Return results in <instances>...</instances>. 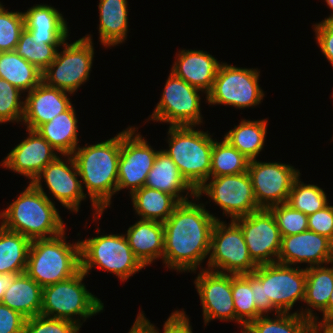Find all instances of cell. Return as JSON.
<instances>
[{"label": "cell", "mask_w": 333, "mask_h": 333, "mask_svg": "<svg viewBox=\"0 0 333 333\" xmlns=\"http://www.w3.org/2000/svg\"><path fill=\"white\" fill-rule=\"evenodd\" d=\"M25 28L31 33V39L46 44H63L69 35L66 19L53 6L36 4L23 12Z\"/></svg>", "instance_id": "23"}, {"label": "cell", "mask_w": 333, "mask_h": 333, "mask_svg": "<svg viewBox=\"0 0 333 333\" xmlns=\"http://www.w3.org/2000/svg\"><path fill=\"white\" fill-rule=\"evenodd\" d=\"M322 313L323 320L321 322L333 321V288L328 306Z\"/></svg>", "instance_id": "51"}, {"label": "cell", "mask_w": 333, "mask_h": 333, "mask_svg": "<svg viewBox=\"0 0 333 333\" xmlns=\"http://www.w3.org/2000/svg\"><path fill=\"white\" fill-rule=\"evenodd\" d=\"M99 41L105 48L125 42L128 32L127 0H99Z\"/></svg>", "instance_id": "27"}, {"label": "cell", "mask_w": 333, "mask_h": 333, "mask_svg": "<svg viewBox=\"0 0 333 333\" xmlns=\"http://www.w3.org/2000/svg\"><path fill=\"white\" fill-rule=\"evenodd\" d=\"M0 2V52L15 51L25 29L23 12L8 11Z\"/></svg>", "instance_id": "39"}, {"label": "cell", "mask_w": 333, "mask_h": 333, "mask_svg": "<svg viewBox=\"0 0 333 333\" xmlns=\"http://www.w3.org/2000/svg\"><path fill=\"white\" fill-rule=\"evenodd\" d=\"M61 234L31 241L25 273L42 288L74 276L80 270V243Z\"/></svg>", "instance_id": "4"}, {"label": "cell", "mask_w": 333, "mask_h": 333, "mask_svg": "<svg viewBox=\"0 0 333 333\" xmlns=\"http://www.w3.org/2000/svg\"><path fill=\"white\" fill-rule=\"evenodd\" d=\"M64 156V159L61 158ZM66 162V163H65ZM79 172L72 155L57 156L47 164L31 183H41L42 179L49 188L50 195L71 212L79 211L82 200L88 198L83 192Z\"/></svg>", "instance_id": "18"}, {"label": "cell", "mask_w": 333, "mask_h": 333, "mask_svg": "<svg viewBox=\"0 0 333 333\" xmlns=\"http://www.w3.org/2000/svg\"><path fill=\"white\" fill-rule=\"evenodd\" d=\"M67 93L41 81L24 98L23 124L27 129L36 130L40 125L68 110L73 104Z\"/></svg>", "instance_id": "21"}, {"label": "cell", "mask_w": 333, "mask_h": 333, "mask_svg": "<svg viewBox=\"0 0 333 333\" xmlns=\"http://www.w3.org/2000/svg\"><path fill=\"white\" fill-rule=\"evenodd\" d=\"M308 230L327 237L333 242V206L325 207L308 216Z\"/></svg>", "instance_id": "44"}, {"label": "cell", "mask_w": 333, "mask_h": 333, "mask_svg": "<svg viewBox=\"0 0 333 333\" xmlns=\"http://www.w3.org/2000/svg\"><path fill=\"white\" fill-rule=\"evenodd\" d=\"M91 35L68 44L57 50L55 60L42 72V81L51 87L73 95L78 88L89 80L93 64L94 47Z\"/></svg>", "instance_id": "9"}, {"label": "cell", "mask_w": 333, "mask_h": 333, "mask_svg": "<svg viewBox=\"0 0 333 333\" xmlns=\"http://www.w3.org/2000/svg\"><path fill=\"white\" fill-rule=\"evenodd\" d=\"M178 52L171 72L207 95L212 89L221 63L203 50L183 49Z\"/></svg>", "instance_id": "22"}, {"label": "cell", "mask_w": 333, "mask_h": 333, "mask_svg": "<svg viewBox=\"0 0 333 333\" xmlns=\"http://www.w3.org/2000/svg\"><path fill=\"white\" fill-rule=\"evenodd\" d=\"M200 91L170 72L160 101L147 121L199 127L203 123Z\"/></svg>", "instance_id": "12"}, {"label": "cell", "mask_w": 333, "mask_h": 333, "mask_svg": "<svg viewBox=\"0 0 333 333\" xmlns=\"http://www.w3.org/2000/svg\"><path fill=\"white\" fill-rule=\"evenodd\" d=\"M205 194L231 220L259 210L248 172L210 177L196 190V201Z\"/></svg>", "instance_id": "13"}, {"label": "cell", "mask_w": 333, "mask_h": 333, "mask_svg": "<svg viewBox=\"0 0 333 333\" xmlns=\"http://www.w3.org/2000/svg\"><path fill=\"white\" fill-rule=\"evenodd\" d=\"M200 269L194 284L202 304L204 325L215 319L236 322L232 274Z\"/></svg>", "instance_id": "17"}, {"label": "cell", "mask_w": 333, "mask_h": 333, "mask_svg": "<svg viewBox=\"0 0 333 333\" xmlns=\"http://www.w3.org/2000/svg\"><path fill=\"white\" fill-rule=\"evenodd\" d=\"M242 275L249 281L251 289L252 291H254V300L257 312L261 316H265L264 293L261 281L253 273H247Z\"/></svg>", "instance_id": "47"}, {"label": "cell", "mask_w": 333, "mask_h": 333, "mask_svg": "<svg viewBox=\"0 0 333 333\" xmlns=\"http://www.w3.org/2000/svg\"><path fill=\"white\" fill-rule=\"evenodd\" d=\"M326 1V4L327 6L330 8V10L332 11L333 10V0H325ZM333 12V11H332ZM333 19V13H331L330 16H328L327 18H325L324 20H331Z\"/></svg>", "instance_id": "52"}, {"label": "cell", "mask_w": 333, "mask_h": 333, "mask_svg": "<svg viewBox=\"0 0 333 333\" xmlns=\"http://www.w3.org/2000/svg\"><path fill=\"white\" fill-rule=\"evenodd\" d=\"M19 274L3 273L0 274V303L2 301L5 290H7L14 282Z\"/></svg>", "instance_id": "48"}, {"label": "cell", "mask_w": 333, "mask_h": 333, "mask_svg": "<svg viewBox=\"0 0 333 333\" xmlns=\"http://www.w3.org/2000/svg\"><path fill=\"white\" fill-rule=\"evenodd\" d=\"M252 273L263 286L265 316L274 311L273 315L290 313L296 302L304 301L305 268L276 262L258 265Z\"/></svg>", "instance_id": "8"}, {"label": "cell", "mask_w": 333, "mask_h": 333, "mask_svg": "<svg viewBox=\"0 0 333 333\" xmlns=\"http://www.w3.org/2000/svg\"><path fill=\"white\" fill-rule=\"evenodd\" d=\"M120 150L121 132L100 143L78 146L72 154L83 192L86 188L95 210L93 221L99 220L104 209L111 206V198L116 194Z\"/></svg>", "instance_id": "2"}, {"label": "cell", "mask_w": 333, "mask_h": 333, "mask_svg": "<svg viewBox=\"0 0 333 333\" xmlns=\"http://www.w3.org/2000/svg\"><path fill=\"white\" fill-rule=\"evenodd\" d=\"M26 318L0 303V333H24Z\"/></svg>", "instance_id": "46"}, {"label": "cell", "mask_w": 333, "mask_h": 333, "mask_svg": "<svg viewBox=\"0 0 333 333\" xmlns=\"http://www.w3.org/2000/svg\"><path fill=\"white\" fill-rule=\"evenodd\" d=\"M31 240L0 225V274L25 273Z\"/></svg>", "instance_id": "33"}, {"label": "cell", "mask_w": 333, "mask_h": 333, "mask_svg": "<svg viewBox=\"0 0 333 333\" xmlns=\"http://www.w3.org/2000/svg\"><path fill=\"white\" fill-rule=\"evenodd\" d=\"M139 219L164 223L180 203L174 196L146 186L131 195Z\"/></svg>", "instance_id": "30"}, {"label": "cell", "mask_w": 333, "mask_h": 333, "mask_svg": "<svg viewBox=\"0 0 333 333\" xmlns=\"http://www.w3.org/2000/svg\"><path fill=\"white\" fill-rule=\"evenodd\" d=\"M137 129L129 126L121 132L116 193L127 188L130 191L129 196L145 185L159 151L153 149Z\"/></svg>", "instance_id": "14"}, {"label": "cell", "mask_w": 333, "mask_h": 333, "mask_svg": "<svg viewBox=\"0 0 333 333\" xmlns=\"http://www.w3.org/2000/svg\"><path fill=\"white\" fill-rule=\"evenodd\" d=\"M180 202L164 225L163 263L177 272H194L208 258L216 220L195 200Z\"/></svg>", "instance_id": "1"}, {"label": "cell", "mask_w": 333, "mask_h": 333, "mask_svg": "<svg viewBox=\"0 0 333 333\" xmlns=\"http://www.w3.org/2000/svg\"><path fill=\"white\" fill-rule=\"evenodd\" d=\"M249 159L224 138L213 143L210 177L237 175L247 172Z\"/></svg>", "instance_id": "35"}, {"label": "cell", "mask_w": 333, "mask_h": 333, "mask_svg": "<svg viewBox=\"0 0 333 333\" xmlns=\"http://www.w3.org/2000/svg\"><path fill=\"white\" fill-rule=\"evenodd\" d=\"M228 224L219 219L213 226L206 269L234 275L252 273L258 265L249 255L243 232L234 220Z\"/></svg>", "instance_id": "11"}, {"label": "cell", "mask_w": 333, "mask_h": 333, "mask_svg": "<svg viewBox=\"0 0 333 333\" xmlns=\"http://www.w3.org/2000/svg\"><path fill=\"white\" fill-rule=\"evenodd\" d=\"M80 328L69 320L36 315L26 319L24 333H79Z\"/></svg>", "instance_id": "42"}, {"label": "cell", "mask_w": 333, "mask_h": 333, "mask_svg": "<svg viewBox=\"0 0 333 333\" xmlns=\"http://www.w3.org/2000/svg\"><path fill=\"white\" fill-rule=\"evenodd\" d=\"M128 333H152L151 330L137 317Z\"/></svg>", "instance_id": "50"}, {"label": "cell", "mask_w": 333, "mask_h": 333, "mask_svg": "<svg viewBox=\"0 0 333 333\" xmlns=\"http://www.w3.org/2000/svg\"><path fill=\"white\" fill-rule=\"evenodd\" d=\"M80 269L94 267L115 274L122 282L145 268L135 257L124 234L97 235L80 240Z\"/></svg>", "instance_id": "7"}, {"label": "cell", "mask_w": 333, "mask_h": 333, "mask_svg": "<svg viewBox=\"0 0 333 333\" xmlns=\"http://www.w3.org/2000/svg\"><path fill=\"white\" fill-rule=\"evenodd\" d=\"M332 267L326 265L306 267V284L304 303L308 306L305 310L297 312L303 317L318 322L319 316L313 313V309L323 312L331 297L333 288V262ZM326 266V267H325Z\"/></svg>", "instance_id": "26"}, {"label": "cell", "mask_w": 333, "mask_h": 333, "mask_svg": "<svg viewBox=\"0 0 333 333\" xmlns=\"http://www.w3.org/2000/svg\"><path fill=\"white\" fill-rule=\"evenodd\" d=\"M141 311L137 317L151 330L152 333H160L159 329L148 320L144 313ZM190 320L182 309L172 312L163 325V333H193Z\"/></svg>", "instance_id": "43"}, {"label": "cell", "mask_w": 333, "mask_h": 333, "mask_svg": "<svg viewBox=\"0 0 333 333\" xmlns=\"http://www.w3.org/2000/svg\"><path fill=\"white\" fill-rule=\"evenodd\" d=\"M260 209L286 203L294 180L301 174L290 164L250 160L247 170Z\"/></svg>", "instance_id": "15"}, {"label": "cell", "mask_w": 333, "mask_h": 333, "mask_svg": "<svg viewBox=\"0 0 333 333\" xmlns=\"http://www.w3.org/2000/svg\"><path fill=\"white\" fill-rule=\"evenodd\" d=\"M135 257L146 267L163 259L164 225L161 222L139 219L124 234Z\"/></svg>", "instance_id": "25"}, {"label": "cell", "mask_w": 333, "mask_h": 333, "mask_svg": "<svg viewBox=\"0 0 333 333\" xmlns=\"http://www.w3.org/2000/svg\"><path fill=\"white\" fill-rule=\"evenodd\" d=\"M195 126H169V149H162L179 168L181 175L197 190L210 178L213 140L210 133Z\"/></svg>", "instance_id": "5"}, {"label": "cell", "mask_w": 333, "mask_h": 333, "mask_svg": "<svg viewBox=\"0 0 333 333\" xmlns=\"http://www.w3.org/2000/svg\"><path fill=\"white\" fill-rule=\"evenodd\" d=\"M54 203L44 192L42 182H29L17 199L0 212V224L31 241L57 236L66 228Z\"/></svg>", "instance_id": "3"}, {"label": "cell", "mask_w": 333, "mask_h": 333, "mask_svg": "<svg viewBox=\"0 0 333 333\" xmlns=\"http://www.w3.org/2000/svg\"><path fill=\"white\" fill-rule=\"evenodd\" d=\"M286 203L309 216L325 207L329 201L322 188L314 184H304L299 175L293 182Z\"/></svg>", "instance_id": "36"}, {"label": "cell", "mask_w": 333, "mask_h": 333, "mask_svg": "<svg viewBox=\"0 0 333 333\" xmlns=\"http://www.w3.org/2000/svg\"><path fill=\"white\" fill-rule=\"evenodd\" d=\"M78 119L72 105L36 131L49 142L59 155H72L78 145Z\"/></svg>", "instance_id": "28"}, {"label": "cell", "mask_w": 333, "mask_h": 333, "mask_svg": "<svg viewBox=\"0 0 333 333\" xmlns=\"http://www.w3.org/2000/svg\"><path fill=\"white\" fill-rule=\"evenodd\" d=\"M297 312L279 313L274 319L268 315L259 316L242 333H310L313 321Z\"/></svg>", "instance_id": "34"}, {"label": "cell", "mask_w": 333, "mask_h": 333, "mask_svg": "<svg viewBox=\"0 0 333 333\" xmlns=\"http://www.w3.org/2000/svg\"><path fill=\"white\" fill-rule=\"evenodd\" d=\"M269 210L275 218L281 237L308 230V216L287 203L278 204L269 208Z\"/></svg>", "instance_id": "41"}, {"label": "cell", "mask_w": 333, "mask_h": 333, "mask_svg": "<svg viewBox=\"0 0 333 333\" xmlns=\"http://www.w3.org/2000/svg\"><path fill=\"white\" fill-rule=\"evenodd\" d=\"M234 221L240 226L249 255L257 265L277 262L281 235L269 209H259Z\"/></svg>", "instance_id": "16"}, {"label": "cell", "mask_w": 333, "mask_h": 333, "mask_svg": "<svg viewBox=\"0 0 333 333\" xmlns=\"http://www.w3.org/2000/svg\"><path fill=\"white\" fill-rule=\"evenodd\" d=\"M86 276L80 269L66 280L43 287L40 315L69 320L81 327V319L85 322L87 318L102 312L104 303L83 283Z\"/></svg>", "instance_id": "6"}, {"label": "cell", "mask_w": 333, "mask_h": 333, "mask_svg": "<svg viewBox=\"0 0 333 333\" xmlns=\"http://www.w3.org/2000/svg\"><path fill=\"white\" fill-rule=\"evenodd\" d=\"M232 296L236 323L242 327V333L251 321L261 316L256 309L254 291H252L249 281L242 274H232Z\"/></svg>", "instance_id": "37"}, {"label": "cell", "mask_w": 333, "mask_h": 333, "mask_svg": "<svg viewBox=\"0 0 333 333\" xmlns=\"http://www.w3.org/2000/svg\"><path fill=\"white\" fill-rule=\"evenodd\" d=\"M28 137L15 146L0 166L30 180L52 162L59 153L36 130L26 129Z\"/></svg>", "instance_id": "20"}, {"label": "cell", "mask_w": 333, "mask_h": 333, "mask_svg": "<svg viewBox=\"0 0 333 333\" xmlns=\"http://www.w3.org/2000/svg\"><path fill=\"white\" fill-rule=\"evenodd\" d=\"M310 333H333V321H328V322L313 321Z\"/></svg>", "instance_id": "49"}, {"label": "cell", "mask_w": 333, "mask_h": 333, "mask_svg": "<svg viewBox=\"0 0 333 333\" xmlns=\"http://www.w3.org/2000/svg\"><path fill=\"white\" fill-rule=\"evenodd\" d=\"M18 88L0 78V124L6 122L19 123L24 117V99Z\"/></svg>", "instance_id": "40"}, {"label": "cell", "mask_w": 333, "mask_h": 333, "mask_svg": "<svg viewBox=\"0 0 333 333\" xmlns=\"http://www.w3.org/2000/svg\"><path fill=\"white\" fill-rule=\"evenodd\" d=\"M42 287L26 273L19 274L4 292L1 303L26 319L40 315Z\"/></svg>", "instance_id": "29"}, {"label": "cell", "mask_w": 333, "mask_h": 333, "mask_svg": "<svg viewBox=\"0 0 333 333\" xmlns=\"http://www.w3.org/2000/svg\"><path fill=\"white\" fill-rule=\"evenodd\" d=\"M260 71L221 62L212 89L206 95L208 105H229L245 109L261 104L264 92L259 86Z\"/></svg>", "instance_id": "10"}, {"label": "cell", "mask_w": 333, "mask_h": 333, "mask_svg": "<svg viewBox=\"0 0 333 333\" xmlns=\"http://www.w3.org/2000/svg\"><path fill=\"white\" fill-rule=\"evenodd\" d=\"M62 44H46L43 41L31 39V33L25 28L20 35L15 52L27 62L44 71L54 60Z\"/></svg>", "instance_id": "38"}, {"label": "cell", "mask_w": 333, "mask_h": 333, "mask_svg": "<svg viewBox=\"0 0 333 333\" xmlns=\"http://www.w3.org/2000/svg\"><path fill=\"white\" fill-rule=\"evenodd\" d=\"M313 26L316 44L333 67V19L322 20Z\"/></svg>", "instance_id": "45"}, {"label": "cell", "mask_w": 333, "mask_h": 333, "mask_svg": "<svg viewBox=\"0 0 333 333\" xmlns=\"http://www.w3.org/2000/svg\"><path fill=\"white\" fill-rule=\"evenodd\" d=\"M0 78L28 93L42 81V71L15 51L0 52Z\"/></svg>", "instance_id": "32"}, {"label": "cell", "mask_w": 333, "mask_h": 333, "mask_svg": "<svg viewBox=\"0 0 333 333\" xmlns=\"http://www.w3.org/2000/svg\"><path fill=\"white\" fill-rule=\"evenodd\" d=\"M267 123V119H241L239 125L226 132L223 138L246 158L255 160L264 148Z\"/></svg>", "instance_id": "31"}, {"label": "cell", "mask_w": 333, "mask_h": 333, "mask_svg": "<svg viewBox=\"0 0 333 333\" xmlns=\"http://www.w3.org/2000/svg\"><path fill=\"white\" fill-rule=\"evenodd\" d=\"M277 262L292 266L308 263L307 267L331 264L333 242L310 230L281 237Z\"/></svg>", "instance_id": "19"}, {"label": "cell", "mask_w": 333, "mask_h": 333, "mask_svg": "<svg viewBox=\"0 0 333 333\" xmlns=\"http://www.w3.org/2000/svg\"><path fill=\"white\" fill-rule=\"evenodd\" d=\"M144 186L168 193L179 202L188 201V196L191 199L192 196L193 199L197 196L196 190L181 175L179 168L162 149L156 155Z\"/></svg>", "instance_id": "24"}]
</instances>
